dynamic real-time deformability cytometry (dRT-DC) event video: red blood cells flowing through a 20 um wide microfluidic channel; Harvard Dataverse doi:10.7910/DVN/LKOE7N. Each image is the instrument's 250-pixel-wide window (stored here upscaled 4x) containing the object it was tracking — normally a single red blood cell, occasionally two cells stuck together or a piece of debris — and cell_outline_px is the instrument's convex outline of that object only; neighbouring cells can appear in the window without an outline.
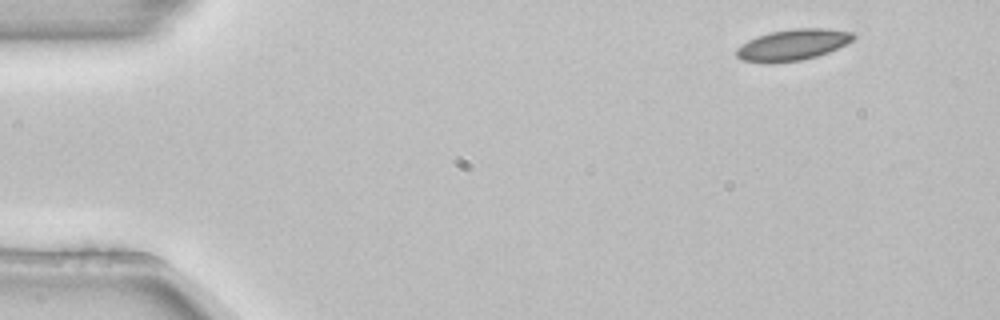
{"species": "common noctule bat (a hibernating species)", "species_latin": "Nyctalus noctula", "temperature_condition": "room temperature", "stored_images_in_passage": 4, "camera_frame_rate_fps": 3000, "um_per_image_px": 0.085, "animal": {"sex": "female", "body_mass_g": 22.7, "forearm_length_mm": 54.2}, "frame": {"image": 1, "passage_image": 1, "time_ms": 0.0, "image_size_px": [1000, 320], "cell_outline_px": [[856, 36], [852, 40], [828, 52], [816, 56], [800, 60], [764, 64], [740, 60], [736, 56], [736, 48], [748, 40], [756, 36], [772, 32], [792, 28], [828, 28], [852, 32]], "centroid_in_image_um": [67.33, 3.81], "position_along_channel_um": 17.7, "area_um2": 21.27}}
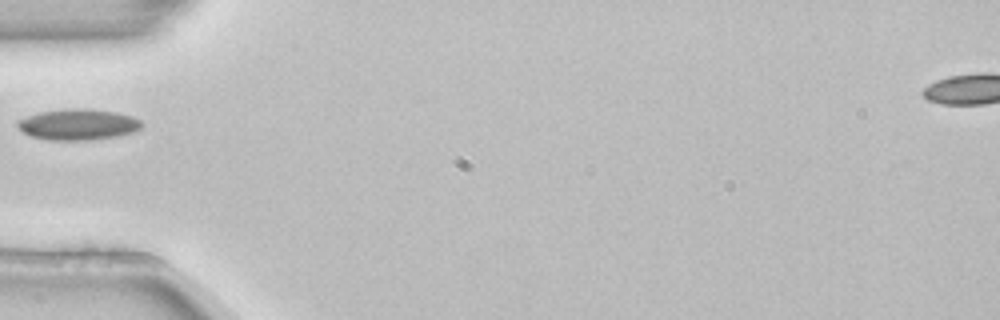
{"frame": {"image": 2, "passage_image": 4, "time_ms": 1.0, "image_size_px": [1000, 320], "cell_outline_px": [[144, 124], [136, 132], [116, 136], [88, 140], [52, 140], [32, 136], [24, 132], [16, 124], [20, 120], [28, 116], [40, 112], [64, 108], [84, 108], [116, 112], [132, 116], [140, 120]], "centroid_in_image_um": [6.69, 10.57], "position_along_channel_um": 78.3, "area_um2": 22.31}}